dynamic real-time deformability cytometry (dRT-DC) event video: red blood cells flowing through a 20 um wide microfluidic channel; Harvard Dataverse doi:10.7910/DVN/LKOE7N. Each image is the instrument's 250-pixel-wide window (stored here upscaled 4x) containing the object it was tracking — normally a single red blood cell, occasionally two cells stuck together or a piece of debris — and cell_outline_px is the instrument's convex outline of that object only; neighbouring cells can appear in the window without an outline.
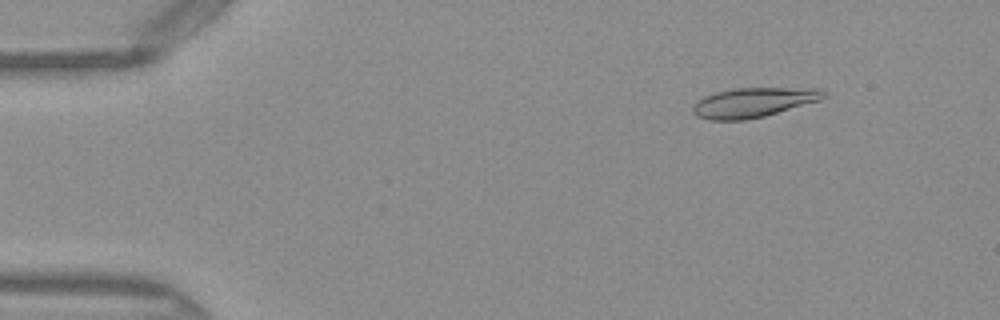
{"species": "Egyptian fruit bat (a non-hibernating species)", "species_latin": "Rousettus aegyptiacus", "temperature_condition": "warm", "stored_images_in_passage": 49, "camera_frame_rate_fps": 3000, "um_per_image_px": 0.085, "frame": {"image": 1, "passage_image": 6, "time_ms": 1.667, "image_size_px": [1000, 320], "cell_outline_px": [[828, 96], [820, 100], [764, 116], [744, 120], [708, 120], [696, 116], [692, 112], [692, 108], [704, 96], [716, 92], [732, 88], [820, 88], [828, 92]], "centroid_in_image_um": [64.07, 8.7], "position_along_channel_um": 20.9, "area_um2": 22.6}}
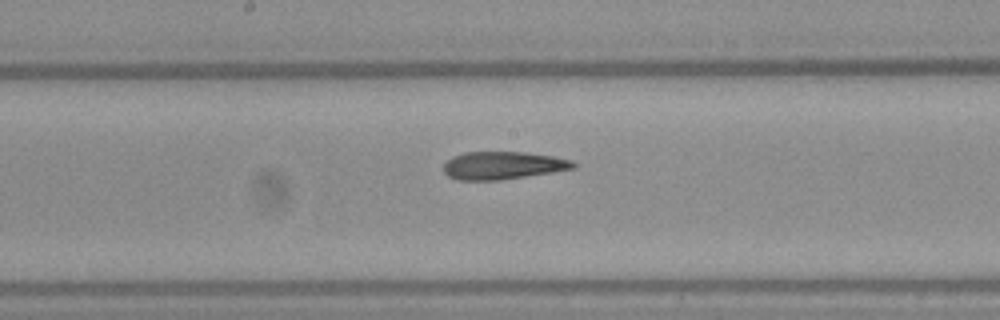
{"frame": {"image": 2, "passage_image": 26, "time_ms": 8.333, "image_size_px": [1000, 320], "cell_outline_px": [[576, 168], [552, 172], [500, 180], [456, 180], [448, 176], [444, 172], [444, 164], [452, 156], [464, 152], [524, 152], [552, 156], [572, 160], [576, 164]], "centroid_in_image_um": [42.73, 14.06], "position_along_channel_um": 205.5, "area_um2": 20.98}}
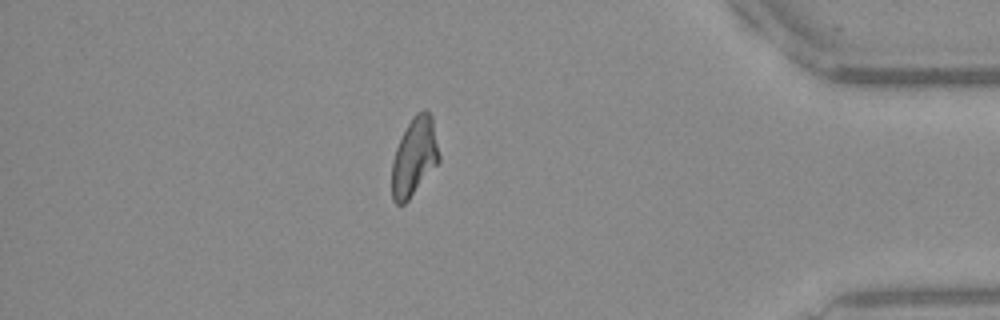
{"frame": {"image": 3, "passage_image": 43, "time_ms": 14.0, "image_size_px": [1000, 320], "cell_outline_px": [[440, 160], [408, 200], [404, 204], [396, 204], [392, 200], [392, 160], [396, 148], [412, 116], [416, 112], [424, 108], [432, 116], [440, 156]], "centroid_in_image_um": [35.21, 13.31], "position_along_channel_um": 400.0, "area_um2": 21.39}, "authors_computed_cell_mechanics": {"area_um2": 21.9062, "velocity_mm_per_s": 4.083, "shape_relaxation_time_tau1_ms": null, "shape_relaxation_time_tau2_ms": 3.0579, "deformation_change_tau1": null, "deformation_change_tau2": 0.1311}}